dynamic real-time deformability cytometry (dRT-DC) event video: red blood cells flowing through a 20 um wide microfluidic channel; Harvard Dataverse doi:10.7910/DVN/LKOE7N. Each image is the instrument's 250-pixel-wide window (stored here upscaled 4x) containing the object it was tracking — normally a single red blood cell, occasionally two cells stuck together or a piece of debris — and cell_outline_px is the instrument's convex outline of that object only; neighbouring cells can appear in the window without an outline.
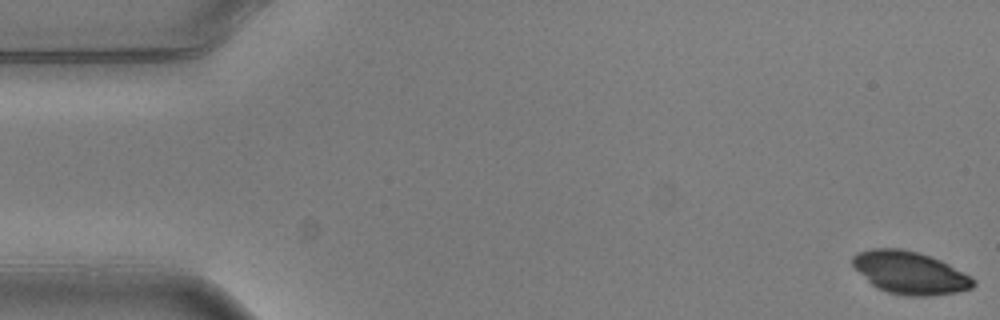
{"species": "common noctule bat (a hibernating species)", "species_latin": "Nyctalus noctula", "temperature_condition": "warm", "stored_images_in_passage": 1, "camera_frame_rate_fps": 3000, "um_per_image_px": 0.085, "animal": {"sex": "male", "body_mass_g": 20.5, "forearm_length_mm": 52.5}, "frame": {"image": 1, "passage_image": 1, "time_ms": 0.0, "image_size_px": [1000, 320], "cell_outline_px": [[976, 284], [972, 288], [956, 292], [932, 296], [904, 296], [888, 292], [876, 288], [852, 264], [852, 256], [856, 252], [872, 248], [904, 248], [940, 260], [972, 276], [976, 280]], "centroid_in_image_um": [77.36, 23.18], "position_along_channel_um": 7.6, "area_um2": 30.0}}